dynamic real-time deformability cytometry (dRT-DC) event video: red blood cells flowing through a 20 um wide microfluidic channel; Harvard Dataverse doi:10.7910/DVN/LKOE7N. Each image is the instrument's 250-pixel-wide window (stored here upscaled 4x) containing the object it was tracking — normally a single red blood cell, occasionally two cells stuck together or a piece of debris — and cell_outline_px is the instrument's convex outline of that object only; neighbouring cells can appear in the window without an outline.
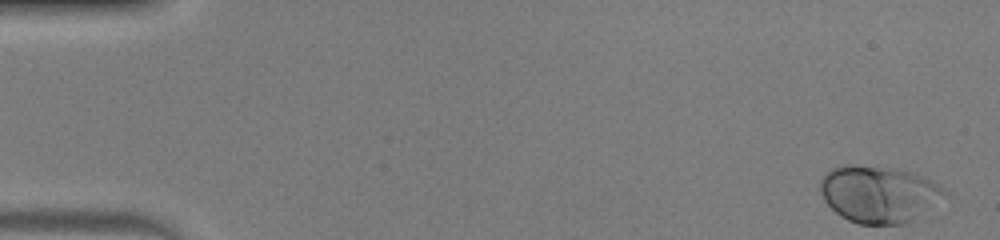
{"species": "human", "species_latin": "Homo sapiens", "temperature_condition": "warm", "stored_images_in_passage": 50, "camera_frame_rate_fps": 3000, "um_per_image_px": 0.085, "donor": {"sex": "male"}, "frame": {"image": 1, "passage_image": 1, "time_ms": 0.0, "image_size_px": [1000, 240], "cell_outline_px": [[940, 188], [904, 224], [860, 224], [848, 220], [840, 216], [824, 200], [820, 192], [820, 180], [832, 168], [844, 164], [848, 164], [896, 168], [916, 172], [924, 176], [936, 184]], "centroid_in_image_um": [74.44, 16.44], "position_along_channel_um": 10.6, "area_um2": 38.96}}
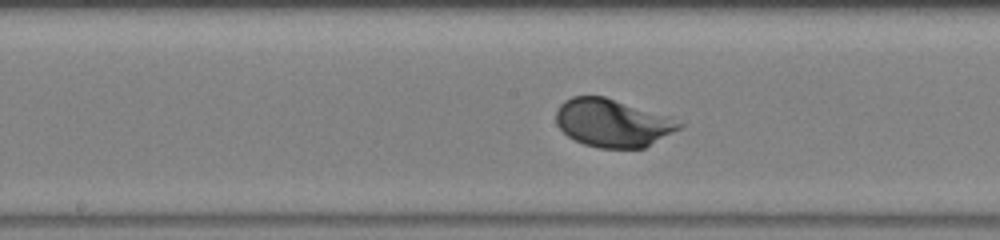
{"frame": {"image": 2, "passage_image": 26, "time_ms": 8.333, "image_size_px": [1000, 240], "cell_outline_px": [[684, 124], [680, 128], [644, 148], [600, 148], [584, 144], [568, 136], [556, 124], [556, 108], [564, 100], [572, 96], [604, 96], [668, 116]], "centroid_in_image_um": [52.03, 10.44], "position_along_channel_um": 196.2, "area_um2": 34.16}}
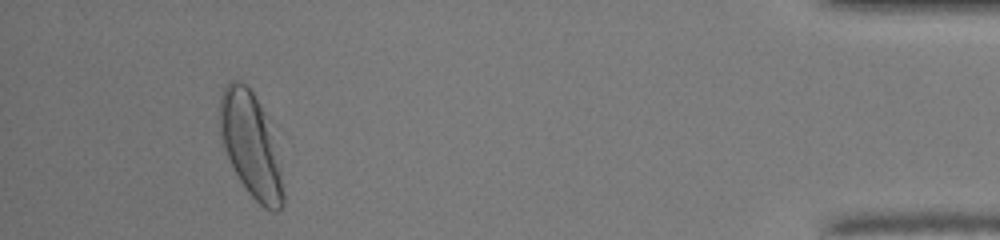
{"frame": {"image": 3, "passage_image": 47, "time_ms": 15.333, "image_size_px": [1000, 240], "cell_outline_px": [[284, 204], [276, 212], [272, 212], [264, 208], [248, 192], [240, 180], [220, 144], [220, 96], [224, 88], [232, 80], [240, 80], [248, 84], [264, 116], [280, 164], [284, 192]], "centroid_in_image_um": [21.29, 12.37], "position_along_channel_um": 413.9, "area_um2": 37.8}, "authors_computed_cell_mechanics": {"area_um2": 34.4777, "velocity_mm_per_s": 4.0162, "shape_relaxation_time_tau1_ms": 1.7268, "shape_relaxation_time_tau2_ms": null, "deformation_change_tau1": 0.143, "deformation_change_tau2": null}}